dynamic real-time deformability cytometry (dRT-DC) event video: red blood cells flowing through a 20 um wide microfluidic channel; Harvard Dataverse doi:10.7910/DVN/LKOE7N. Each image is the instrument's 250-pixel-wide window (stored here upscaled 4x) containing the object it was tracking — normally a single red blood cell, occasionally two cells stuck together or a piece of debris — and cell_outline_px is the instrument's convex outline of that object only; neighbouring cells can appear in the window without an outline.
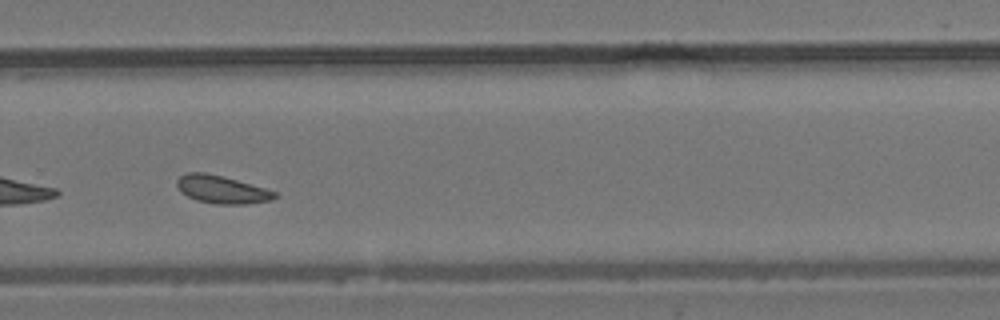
{"species": "common noctule bat (a hibernating species)", "species_latin": "Nyctalus noctula", "temperature_condition": "room temperature", "stored_images_in_passage": 33, "camera_frame_rate_fps": 3000, "um_per_image_px": 0.085, "animal": {"sex": "male", "body_mass_g": 19.2, "forearm_length_mm": 51.8}, "frame": {"image": 1, "passage_image": 28, "time_ms": 9.0, "image_size_px": [1000, 320], "cell_outline_px": [[280, 196], [272, 200], [248, 204], [216, 204], [196, 200], [180, 192], [176, 184], [176, 180], [180, 176], [188, 172], [204, 172], [224, 176], [264, 188], [276, 192]], "centroid_in_image_um": [18.85, 16.11], "position_along_channel_um": 310.9, "area_um2": 16.01}, "authors_computed_cell_mechanics": {"area_um2": 16.0106, "velocity_mm_per_s": 3.7781, "shape_relaxation_time_tau1_ms": null, "shape_relaxation_time_tau2_ms": 5.4642, "deformation_change_tau1": null, "deformation_change_tau2": 0.1083}}